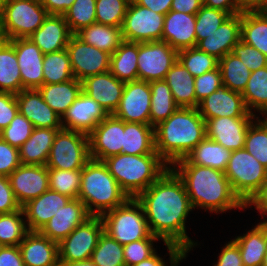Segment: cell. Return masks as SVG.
<instances>
[{"label": "cell", "instance_id": "obj_1", "mask_svg": "<svg viewBox=\"0 0 267 266\" xmlns=\"http://www.w3.org/2000/svg\"><path fill=\"white\" fill-rule=\"evenodd\" d=\"M143 206L151 234L189 254L195 242L188 236L187 217L194 208L183 181L169 167L137 198Z\"/></svg>", "mask_w": 267, "mask_h": 266}, {"label": "cell", "instance_id": "obj_2", "mask_svg": "<svg viewBox=\"0 0 267 266\" xmlns=\"http://www.w3.org/2000/svg\"><path fill=\"white\" fill-rule=\"evenodd\" d=\"M170 168L183 181L194 210L201 208L220 214L233 209H246L234 193L225 172L190 164L185 158L177 160Z\"/></svg>", "mask_w": 267, "mask_h": 266}, {"label": "cell", "instance_id": "obj_3", "mask_svg": "<svg viewBox=\"0 0 267 266\" xmlns=\"http://www.w3.org/2000/svg\"><path fill=\"white\" fill-rule=\"evenodd\" d=\"M155 150L171 166L206 137V121L197 108L178 109L154 126Z\"/></svg>", "mask_w": 267, "mask_h": 266}, {"label": "cell", "instance_id": "obj_4", "mask_svg": "<svg viewBox=\"0 0 267 266\" xmlns=\"http://www.w3.org/2000/svg\"><path fill=\"white\" fill-rule=\"evenodd\" d=\"M79 199L91 216H101L125 203L129 197L105 163L91 158L81 169Z\"/></svg>", "mask_w": 267, "mask_h": 266}, {"label": "cell", "instance_id": "obj_5", "mask_svg": "<svg viewBox=\"0 0 267 266\" xmlns=\"http://www.w3.org/2000/svg\"><path fill=\"white\" fill-rule=\"evenodd\" d=\"M129 198H137L170 166L159 154H117L103 160Z\"/></svg>", "mask_w": 267, "mask_h": 266}, {"label": "cell", "instance_id": "obj_6", "mask_svg": "<svg viewBox=\"0 0 267 266\" xmlns=\"http://www.w3.org/2000/svg\"><path fill=\"white\" fill-rule=\"evenodd\" d=\"M103 232L121 245L148 238L151 235L143 206L136 198L102 214Z\"/></svg>", "mask_w": 267, "mask_h": 266}, {"label": "cell", "instance_id": "obj_7", "mask_svg": "<svg viewBox=\"0 0 267 266\" xmlns=\"http://www.w3.org/2000/svg\"><path fill=\"white\" fill-rule=\"evenodd\" d=\"M225 175L246 205L267 180V169L245 148L232 151Z\"/></svg>", "mask_w": 267, "mask_h": 266}, {"label": "cell", "instance_id": "obj_8", "mask_svg": "<svg viewBox=\"0 0 267 266\" xmlns=\"http://www.w3.org/2000/svg\"><path fill=\"white\" fill-rule=\"evenodd\" d=\"M90 159L88 135L61 129L55 136L46 167L59 170L82 169Z\"/></svg>", "mask_w": 267, "mask_h": 266}, {"label": "cell", "instance_id": "obj_9", "mask_svg": "<svg viewBox=\"0 0 267 266\" xmlns=\"http://www.w3.org/2000/svg\"><path fill=\"white\" fill-rule=\"evenodd\" d=\"M40 0H7L3 27L7 40L28 38L48 17Z\"/></svg>", "mask_w": 267, "mask_h": 266}, {"label": "cell", "instance_id": "obj_10", "mask_svg": "<svg viewBox=\"0 0 267 266\" xmlns=\"http://www.w3.org/2000/svg\"><path fill=\"white\" fill-rule=\"evenodd\" d=\"M164 17L131 0L121 26L123 40L136 43L161 41Z\"/></svg>", "mask_w": 267, "mask_h": 266}, {"label": "cell", "instance_id": "obj_11", "mask_svg": "<svg viewBox=\"0 0 267 266\" xmlns=\"http://www.w3.org/2000/svg\"><path fill=\"white\" fill-rule=\"evenodd\" d=\"M103 233L100 216H91L58 244L59 262L88 260Z\"/></svg>", "mask_w": 267, "mask_h": 266}, {"label": "cell", "instance_id": "obj_12", "mask_svg": "<svg viewBox=\"0 0 267 266\" xmlns=\"http://www.w3.org/2000/svg\"><path fill=\"white\" fill-rule=\"evenodd\" d=\"M178 60V51L165 41L138 43V77L141 81L164 80Z\"/></svg>", "mask_w": 267, "mask_h": 266}, {"label": "cell", "instance_id": "obj_13", "mask_svg": "<svg viewBox=\"0 0 267 266\" xmlns=\"http://www.w3.org/2000/svg\"><path fill=\"white\" fill-rule=\"evenodd\" d=\"M66 50L78 81L109 71L111 54L84 43L75 34L70 37Z\"/></svg>", "mask_w": 267, "mask_h": 266}, {"label": "cell", "instance_id": "obj_14", "mask_svg": "<svg viewBox=\"0 0 267 266\" xmlns=\"http://www.w3.org/2000/svg\"><path fill=\"white\" fill-rule=\"evenodd\" d=\"M150 82H126L118 108L113 115L124 122L150 124Z\"/></svg>", "mask_w": 267, "mask_h": 266}, {"label": "cell", "instance_id": "obj_15", "mask_svg": "<svg viewBox=\"0 0 267 266\" xmlns=\"http://www.w3.org/2000/svg\"><path fill=\"white\" fill-rule=\"evenodd\" d=\"M124 121L109 114L88 135L90 157L103 161L122 153Z\"/></svg>", "mask_w": 267, "mask_h": 266}, {"label": "cell", "instance_id": "obj_16", "mask_svg": "<svg viewBox=\"0 0 267 266\" xmlns=\"http://www.w3.org/2000/svg\"><path fill=\"white\" fill-rule=\"evenodd\" d=\"M8 177L21 207L49 189V173L46 165L21 164Z\"/></svg>", "mask_w": 267, "mask_h": 266}, {"label": "cell", "instance_id": "obj_17", "mask_svg": "<svg viewBox=\"0 0 267 266\" xmlns=\"http://www.w3.org/2000/svg\"><path fill=\"white\" fill-rule=\"evenodd\" d=\"M109 113L83 91L61 118L62 129L89 135Z\"/></svg>", "mask_w": 267, "mask_h": 266}, {"label": "cell", "instance_id": "obj_18", "mask_svg": "<svg viewBox=\"0 0 267 266\" xmlns=\"http://www.w3.org/2000/svg\"><path fill=\"white\" fill-rule=\"evenodd\" d=\"M257 117H215L206 121V137L229 150L244 148L247 130Z\"/></svg>", "mask_w": 267, "mask_h": 266}, {"label": "cell", "instance_id": "obj_19", "mask_svg": "<svg viewBox=\"0 0 267 266\" xmlns=\"http://www.w3.org/2000/svg\"><path fill=\"white\" fill-rule=\"evenodd\" d=\"M197 109L205 121L215 117H257L247 110L241 93L224 86L200 101Z\"/></svg>", "mask_w": 267, "mask_h": 266}, {"label": "cell", "instance_id": "obj_20", "mask_svg": "<svg viewBox=\"0 0 267 266\" xmlns=\"http://www.w3.org/2000/svg\"><path fill=\"white\" fill-rule=\"evenodd\" d=\"M91 215L79 199H70L39 231L56 243H60L74 229L89 219Z\"/></svg>", "mask_w": 267, "mask_h": 266}, {"label": "cell", "instance_id": "obj_21", "mask_svg": "<svg viewBox=\"0 0 267 266\" xmlns=\"http://www.w3.org/2000/svg\"><path fill=\"white\" fill-rule=\"evenodd\" d=\"M15 48L24 89H38L43 85L44 54L30 38L9 40Z\"/></svg>", "mask_w": 267, "mask_h": 266}, {"label": "cell", "instance_id": "obj_22", "mask_svg": "<svg viewBox=\"0 0 267 266\" xmlns=\"http://www.w3.org/2000/svg\"><path fill=\"white\" fill-rule=\"evenodd\" d=\"M15 97L19 112L34 128L62 129L61 117L43 100L38 89H23Z\"/></svg>", "mask_w": 267, "mask_h": 266}, {"label": "cell", "instance_id": "obj_23", "mask_svg": "<svg viewBox=\"0 0 267 266\" xmlns=\"http://www.w3.org/2000/svg\"><path fill=\"white\" fill-rule=\"evenodd\" d=\"M82 91L99 103L109 114L118 108L125 83L110 71L89 76L81 81Z\"/></svg>", "mask_w": 267, "mask_h": 266}, {"label": "cell", "instance_id": "obj_24", "mask_svg": "<svg viewBox=\"0 0 267 266\" xmlns=\"http://www.w3.org/2000/svg\"><path fill=\"white\" fill-rule=\"evenodd\" d=\"M195 14L169 11L164 17L161 41L177 51L196 47Z\"/></svg>", "mask_w": 267, "mask_h": 266}, {"label": "cell", "instance_id": "obj_25", "mask_svg": "<svg viewBox=\"0 0 267 266\" xmlns=\"http://www.w3.org/2000/svg\"><path fill=\"white\" fill-rule=\"evenodd\" d=\"M241 13L231 15L217 30L200 40L196 47L220 60L240 41Z\"/></svg>", "mask_w": 267, "mask_h": 266}, {"label": "cell", "instance_id": "obj_26", "mask_svg": "<svg viewBox=\"0 0 267 266\" xmlns=\"http://www.w3.org/2000/svg\"><path fill=\"white\" fill-rule=\"evenodd\" d=\"M25 266H59L58 243L39 231H29L19 244Z\"/></svg>", "mask_w": 267, "mask_h": 266}, {"label": "cell", "instance_id": "obj_27", "mask_svg": "<svg viewBox=\"0 0 267 266\" xmlns=\"http://www.w3.org/2000/svg\"><path fill=\"white\" fill-rule=\"evenodd\" d=\"M70 199L66 195L48 189L39 197L28 201L22 206L28 230L40 231L57 210Z\"/></svg>", "mask_w": 267, "mask_h": 266}, {"label": "cell", "instance_id": "obj_28", "mask_svg": "<svg viewBox=\"0 0 267 266\" xmlns=\"http://www.w3.org/2000/svg\"><path fill=\"white\" fill-rule=\"evenodd\" d=\"M71 33L63 15H48L43 24L28 38L43 54L64 50Z\"/></svg>", "mask_w": 267, "mask_h": 266}, {"label": "cell", "instance_id": "obj_29", "mask_svg": "<svg viewBox=\"0 0 267 266\" xmlns=\"http://www.w3.org/2000/svg\"><path fill=\"white\" fill-rule=\"evenodd\" d=\"M61 129L34 128L30 138L19 148L24 165H46L57 132Z\"/></svg>", "mask_w": 267, "mask_h": 266}, {"label": "cell", "instance_id": "obj_30", "mask_svg": "<svg viewBox=\"0 0 267 266\" xmlns=\"http://www.w3.org/2000/svg\"><path fill=\"white\" fill-rule=\"evenodd\" d=\"M232 240L239 247L244 266H262L267 250V223L259 222Z\"/></svg>", "mask_w": 267, "mask_h": 266}, {"label": "cell", "instance_id": "obj_31", "mask_svg": "<svg viewBox=\"0 0 267 266\" xmlns=\"http://www.w3.org/2000/svg\"><path fill=\"white\" fill-rule=\"evenodd\" d=\"M164 80L178 107L196 108L195 79L179 60L166 73Z\"/></svg>", "mask_w": 267, "mask_h": 266}, {"label": "cell", "instance_id": "obj_32", "mask_svg": "<svg viewBox=\"0 0 267 266\" xmlns=\"http://www.w3.org/2000/svg\"><path fill=\"white\" fill-rule=\"evenodd\" d=\"M38 90L43 100L62 118L82 92V83L73 78L61 83L43 84Z\"/></svg>", "mask_w": 267, "mask_h": 266}, {"label": "cell", "instance_id": "obj_33", "mask_svg": "<svg viewBox=\"0 0 267 266\" xmlns=\"http://www.w3.org/2000/svg\"><path fill=\"white\" fill-rule=\"evenodd\" d=\"M122 153L158 154L155 150L154 127L150 124L124 122Z\"/></svg>", "mask_w": 267, "mask_h": 266}, {"label": "cell", "instance_id": "obj_34", "mask_svg": "<svg viewBox=\"0 0 267 266\" xmlns=\"http://www.w3.org/2000/svg\"><path fill=\"white\" fill-rule=\"evenodd\" d=\"M231 154L232 150L226 149L219 143L205 137L185 156V159L193 165L210 167L225 172Z\"/></svg>", "mask_w": 267, "mask_h": 266}, {"label": "cell", "instance_id": "obj_35", "mask_svg": "<svg viewBox=\"0 0 267 266\" xmlns=\"http://www.w3.org/2000/svg\"><path fill=\"white\" fill-rule=\"evenodd\" d=\"M84 43L113 54L124 41L121 27L93 23L75 34Z\"/></svg>", "mask_w": 267, "mask_h": 266}, {"label": "cell", "instance_id": "obj_36", "mask_svg": "<svg viewBox=\"0 0 267 266\" xmlns=\"http://www.w3.org/2000/svg\"><path fill=\"white\" fill-rule=\"evenodd\" d=\"M137 57L138 43L123 41L110 57L109 71L124 83L137 81Z\"/></svg>", "mask_w": 267, "mask_h": 266}, {"label": "cell", "instance_id": "obj_37", "mask_svg": "<svg viewBox=\"0 0 267 266\" xmlns=\"http://www.w3.org/2000/svg\"><path fill=\"white\" fill-rule=\"evenodd\" d=\"M23 89L15 48L6 40L0 43V92L16 95Z\"/></svg>", "mask_w": 267, "mask_h": 266}, {"label": "cell", "instance_id": "obj_38", "mask_svg": "<svg viewBox=\"0 0 267 266\" xmlns=\"http://www.w3.org/2000/svg\"><path fill=\"white\" fill-rule=\"evenodd\" d=\"M240 40L267 57V11L241 13Z\"/></svg>", "mask_w": 267, "mask_h": 266}, {"label": "cell", "instance_id": "obj_39", "mask_svg": "<svg viewBox=\"0 0 267 266\" xmlns=\"http://www.w3.org/2000/svg\"><path fill=\"white\" fill-rule=\"evenodd\" d=\"M241 95L251 114L267 117V66L251 72Z\"/></svg>", "mask_w": 267, "mask_h": 266}, {"label": "cell", "instance_id": "obj_40", "mask_svg": "<svg viewBox=\"0 0 267 266\" xmlns=\"http://www.w3.org/2000/svg\"><path fill=\"white\" fill-rule=\"evenodd\" d=\"M151 106L150 125L156 126L168 119L177 109L172 92L165 80L150 82Z\"/></svg>", "mask_w": 267, "mask_h": 266}, {"label": "cell", "instance_id": "obj_41", "mask_svg": "<svg viewBox=\"0 0 267 266\" xmlns=\"http://www.w3.org/2000/svg\"><path fill=\"white\" fill-rule=\"evenodd\" d=\"M222 84L230 90L242 93L250 78L251 71L234 54L228 53L218 60Z\"/></svg>", "mask_w": 267, "mask_h": 266}, {"label": "cell", "instance_id": "obj_42", "mask_svg": "<svg viewBox=\"0 0 267 266\" xmlns=\"http://www.w3.org/2000/svg\"><path fill=\"white\" fill-rule=\"evenodd\" d=\"M43 84L61 83L74 78L66 49L44 54Z\"/></svg>", "mask_w": 267, "mask_h": 266}, {"label": "cell", "instance_id": "obj_43", "mask_svg": "<svg viewBox=\"0 0 267 266\" xmlns=\"http://www.w3.org/2000/svg\"><path fill=\"white\" fill-rule=\"evenodd\" d=\"M28 232L22 208L0 214V246H19Z\"/></svg>", "mask_w": 267, "mask_h": 266}, {"label": "cell", "instance_id": "obj_44", "mask_svg": "<svg viewBox=\"0 0 267 266\" xmlns=\"http://www.w3.org/2000/svg\"><path fill=\"white\" fill-rule=\"evenodd\" d=\"M244 148L267 169V117H257L249 126Z\"/></svg>", "mask_w": 267, "mask_h": 266}, {"label": "cell", "instance_id": "obj_45", "mask_svg": "<svg viewBox=\"0 0 267 266\" xmlns=\"http://www.w3.org/2000/svg\"><path fill=\"white\" fill-rule=\"evenodd\" d=\"M90 259L97 266H125L123 245L103 232Z\"/></svg>", "mask_w": 267, "mask_h": 266}, {"label": "cell", "instance_id": "obj_46", "mask_svg": "<svg viewBox=\"0 0 267 266\" xmlns=\"http://www.w3.org/2000/svg\"><path fill=\"white\" fill-rule=\"evenodd\" d=\"M178 60L194 78L218 67V59L197 47L179 50Z\"/></svg>", "mask_w": 267, "mask_h": 266}, {"label": "cell", "instance_id": "obj_47", "mask_svg": "<svg viewBox=\"0 0 267 266\" xmlns=\"http://www.w3.org/2000/svg\"><path fill=\"white\" fill-rule=\"evenodd\" d=\"M96 0H75L63 14L72 34L96 23Z\"/></svg>", "mask_w": 267, "mask_h": 266}, {"label": "cell", "instance_id": "obj_48", "mask_svg": "<svg viewBox=\"0 0 267 266\" xmlns=\"http://www.w3.org/2000/svg\"><path fill=\"white\" fill-rule=\"evenodd\" d=\"M49 189L66 195L71 199L79 198L81 169H48Z\"/></svg>", "mask_w": 267, "mask_h": 266}, {"label": "cell", "instance_id": "obj_49", "mask_svg": "<svg viewBox=\"0 0 267 266\" xmlns=\"http://www.w3.org/2000/svg\"><path fill=\"white\" fill-rule=\"evenodd\" d=\"M131 0H96V23L121 27Z\"/></svg>", "mask_w": 267, "mask_h": 266}, {"label": "cell", "instance_id": "obj_50", "mask_svg": "<svg viewBox=\"0 0 267 266\" xmlns=\"http://www.w3.org/2000/svg\"><path fill=\"white\" fill-rule=\"evenodd\" d=\"M230 16L231 15L228 12L202 5L200 10L195 14V32L197 43L217 30L218 27Z\"/></svg>", "mask_w": 267, "mask_h": 266}, {"label": "cell", "instance_id": "obj_51", "mask_svg": "<svg viewBox=\"0 0 267 266\" xmlns=\"http://www.w3.org/2000/svg\"><path fill=\"white\" fill-rule=\"evenodd\" d=\"M33 129V124L18 112L10 124L0 131V137L12 147L19 149L30 138Z\"/></svg>", "mask_w": 267, "mask_h": 266}, {"label": "cell", "instance_id": "obj_52", "mask_svg": "<svg viewBox=\"0 0 267 266\" xmlns=\"http://www.w3.org/2000/svg\"><path fill=\"white\" fill-rule=\"evenodd\" d=\"M157 241L160 239L151 234L148 238L123 245L125 266H134L152 256L157 251L154 247Z\"/></svg>", "mask_w": 267, "mask_h": 266}, {"label": "cell", "instance_id": "obj_53", "mask_svg": "<svg viewBox=\"0 0 267 266\" xmlns=\"http://www.w3.org/2000/svg\"><path fill=\"white\" fill-rule=\"evenodd\" d=\"M196 108L200 101L223 86L219 67L194 78Z\"/></svg>", "mask_w": 267, "mask_h": 266}, {"label": "cell", "instance_id": "obj_54", "mask_svg": "<svg viewBox=\"0 0 267 266\" xmlns=\"http://www.w3.org/2000/svg\"><path fill=\"white\" fill-rule=\"evenodd\" d=\"M231 53L237 56L251 72L267 66V57L241 40L233 47Z\"/></svg>", "mask_w": 267, "mask_h": 266}, {"label": "cell", "instance_id": "obj_55", "mask_svg": "<svg viewBox=\"0 0 267 266\" xmlns=\"http://www.w3.org/2000/svg\"><path fill=\"white\" fill-rule=\"evenodd\" d=\"M164 245L167 247L168 251L166 255L169 254V261H166L169 262L170 266H178L180 265V262H183V259L186 260V258L188 257V254L184 252L180 247L169 243H164ZM161 256L162 255L158 254L156 251L152 256L134 266H168L165 258H162Z\"/></svg>", "mask_w": 267, "mask_h": 266}, {"label": "cell", "instance_id": "obj_56", "mask_svg": "<svg viewBox=\"0 0 267 266\" xmlns=\"http://www.w3.org/2000/svg\"><path fill=\"white\" fill-rule=\"evenodd\" d=\"M20 165L19 149L0 137V175L8 177Z\"/></svg>", "mask_w": 267, "mask_h": 266}, {"label": "cell", "instance_id": "obj_57", "mask_svg": "<svg viewBox=\"0 0 267 266\" xmlns=\"http://www.w3.org/2000/svg\"><path fill=\"white\" fill-rule=\"evenodd\" d=\"M21 208L11 188L9 177L0 175V214L12 213Z\"/></svg>", "mask_w": 267, "mask_h": 266}, {"label": "cell", "instance_id": "obj_58", "mask_svg": "<svg viewBox=\"0 0 267 266\" xmlns=\"http://www.w3.org/2000/svg\"><path fill=\"white\" fill-rule=\"evenodd\" d=\"M18 112L15 94L0 92V131L10 124Z\"/></svg>", "mask_w": 267, "mask_h": 266}, {"label": "cell", "instance_id": "obj_59", "mask_svg": "<svg viewBox=\"0 0 267 266\" xmlns=\"http://www.w3.org/2000/svg\"><path fill=\"white\" fill-rule=\"evenodd\" d=\"M213 266H244L239 247L233 240L224 244Z\"/></svg>", "mask_w": 267, "mask_h": 266}, {"label": "cell", "instance_id": "obj_60", "mask_svg": "<svg viewBox=\"0 0 267 266\" xmlns=\"http://www.w3.org/2000/svg\"><path fill=\"white\" fill-rule=\"evenodd\" d=\"M0 266H25L19 246H0Z\"/></svg>", "mask_w": 267, "mask_h": 266}, {"label": "cell", "instance_id": "obj_61", "mask_svg": "<svg viewBox=\"0 0 267 266\" xmlns=\"http://www.w3.org/2000/svg\"><path fill=\"white\" fill-rule=\"evenodd\" d=\"M246 210L248 208L252 209L254 206L260 214L262 223H267V180L260 188V190L254 195V197L245 205ZM266 215V216H265ZM266 217V218H265ZM263 218V220H262Z\"/></svg>", "mask_w": 267, "mask_h": 266}, {"label": "cell", "instance_id": "obj_62", "mask_svg": "<svg viewBox=\"0 0 267 266\" xmlns=\"http://www.w3.org/2000/svg\"><path fill=\"white\" fill-rule=\"evenodd\" d=\"M202 5V0H173L170 10L186 14H196Z\"/></svg>", "mask_w": 267, "mask_h": 266}, {"label": "cell", "instance_id": "obj_63", "mask_svg": "<svg viewBox=\"0 0 267 266\" xmlns=\"http://www.w3.org/2000/svg\"><path fill=\"white\" fill-rule=\"evenodd\" d=\"M75 0H40L49 15H63Z\"/></svg>", "mask_w": 267, "mask_h": 266}, {"label": "cell", "instance_id": "obj_64", "mask_svg": "<svg viewBox=\"0 0 267 266\" xmlns=\"http://www.w3.org/2000/svg\"><path fill=\"white\" fill-rule=\"evenodd\" d=\"M202 4L210 8L228 12L230 15L240 13L237 0H202Z\"/></svg>", "mask_w": 267, "mask_h": 266}, {"label": "cell", "instance_id": "obj_65", "mask_svg": "<svg viewBox=\"0 0 267 266\" xmlns=\"http://www.w3.org/2000/svg\"><path fill=\"white\" fill-rule=\"evenodd\" d=\"M136 4L149 8L150 10L166 15L171 8L173 0H133Z\"/></svg>", "mask_w": 267, "mask_h": 266}, {"label": "cell", "instance_id": "obj_66", "mask_svg": "<svg viewBox=\"0 0 267 266\" xmlns=\"http://www.w3.org/2000/svg\"><path fill=\"white\" fill-rule=\"evenodd\" d=\"M240 13L267 11V0H237Z\"/></svg>", "mask_w": 267, "mask_h": 266}, {"label": "cell", "instance_id": "obj_67", "mask_svg": "<svg viewBox=\"0 0 267 266\" xmlns=\"http://www.w3.org/2000/svg\"><path fill=\"white\" fill-rule=\"evenodd\" d=\"M59 266H97L91 259L76 262H59Z\"/></svg>", "mask_w": 267, "mask_h": 266}, {"label": "cell", "instance_id": "obj_68", "mask_svg": "<svg viewBox=\"0 0 267 266\" xmlns=\"http://www.w3.org/2000/svg\"><path fill=\"white\" fill-rule=\"evenodd\" d=\"M7 40L3 27V13L0 12V43Z\"/></svg>", "mask_w": 267, "mask_h": 266}, {"label": "cell", "instance_id": "obj_69", "mask_svg": "<svg viewBox=\"0 0 267 266\" xmlns=\"http://www.w3.org/2000/svg\"><path fill=\"white\" fill-rule=\"evenodd\" d=\"M7 0H0V12L3 13Z\"/></svg>", "mask_w": 267, "mask_h": 266}, {"label": "cell", "instance_id": "obj_70", "mask_svg": "<svg viewBox=\"0 0 267 266\" xmlns=\"http://www.w3.org/2000/svg\"><path fill=\"white\" fill-rule=\"evenodd\" d=\"M262 266H267V250H266V253H265L264 257H263Z\"/></svg>", "mask_w": 267, "mask_h": 266}]
</instances>
